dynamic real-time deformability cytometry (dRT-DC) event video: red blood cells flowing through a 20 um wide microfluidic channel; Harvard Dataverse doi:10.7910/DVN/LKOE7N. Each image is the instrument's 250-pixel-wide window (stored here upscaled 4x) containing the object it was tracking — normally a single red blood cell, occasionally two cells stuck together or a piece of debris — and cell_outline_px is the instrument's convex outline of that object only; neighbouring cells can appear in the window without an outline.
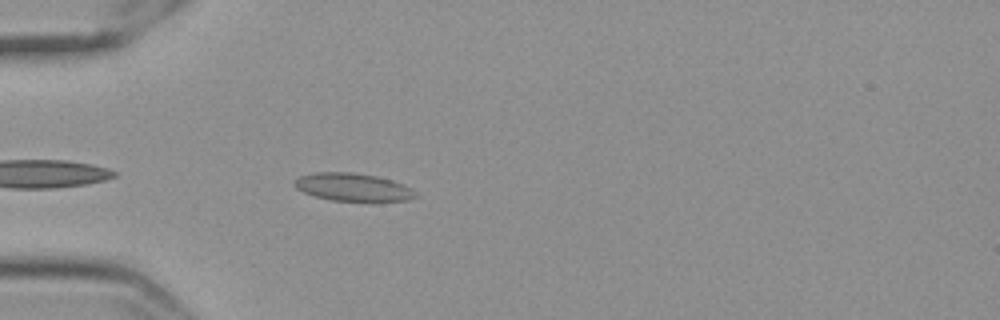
{"species": "Egyptian fruit bat (a non-hibernating species)", "species_latin": "Rousettus aegyptiacus", "temperature_condition": "cold", "stored_images_in_passage": 29, "camera_frame_rate_fps": 3000, "um_per_image_px": 0.085, "frame": {"image": 1, "passage_image": 3, "time_ms": 0.667, "image_size_px": [1000, 320], "cell_outline_px": [[420, 196], [408, 200], [372, 204], [332, 200], [316, 196], [304, 192], [296, 188], [292, 184], [300, 176], [316, 172], [352, 172], [376, 176], [392, 180], [412, 188]], "centroid_in_image_um": [30.09, 15.96], "position_along_channel_um": 54.9, "area_um2": 20.46}}
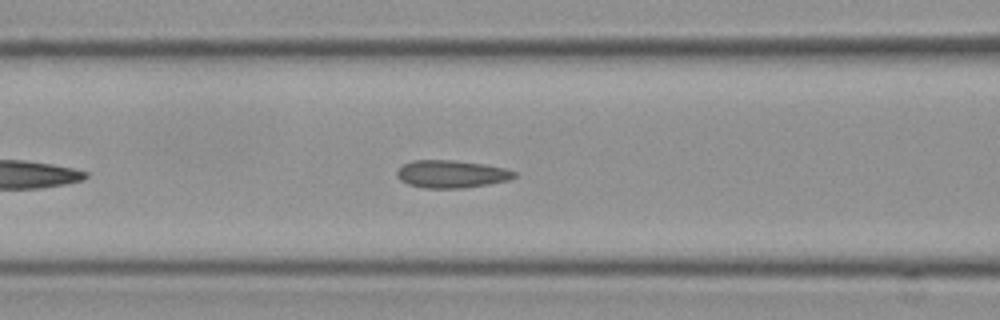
{"frame": {"image": 2, "passage_image": 10, "time_ms": 3.0, "image_size_px": [1000, 320], "cell_outline_px": [[516, 176], [508, 180], [488, 184], [464, 188], [424, 188], [408, 184], [400, 180], [396, 176], [396, 172], [404, 164], [412, 160], [452, 160], [484, 164], [504, 168], [516, 172]], "centroid_in_image_um": [38.35, 14.79], "position_along_channel_um": 128.2, "area_um2": 18.84}}
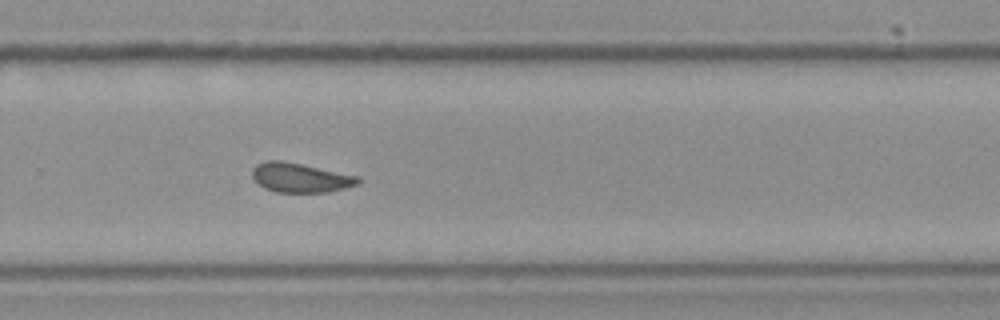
{"frame": {"image": 3, "passage_image": 25, "time_ms": 8.0, "image_size_px": [1000, 320], "cell_outline_px": [[360, 180], [356, 184], [344, 188], [328, 192], [276, 192], [264, 188], [252, 176], [252, 168], [256, 164], [264, 160], [280, 160], [360, 176]], "centroid_in_image_um": [25.5, 15.09], "position_along_channel_um": 304.3, "area_um2": 17.98}}